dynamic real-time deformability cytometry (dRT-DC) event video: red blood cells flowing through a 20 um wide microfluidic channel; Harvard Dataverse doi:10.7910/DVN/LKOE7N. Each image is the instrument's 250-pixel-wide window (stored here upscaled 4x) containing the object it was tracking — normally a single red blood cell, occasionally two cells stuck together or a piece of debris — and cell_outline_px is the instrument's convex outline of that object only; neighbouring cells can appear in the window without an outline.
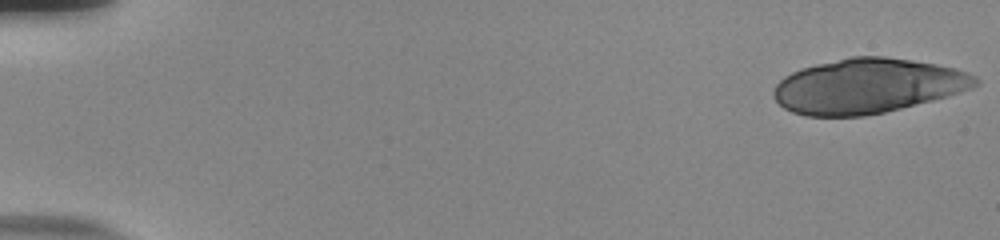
{"species": "human", "species_latin": "Homo sapiens", "temperature_condition": "room temperature", "stored_images_in_passage": 20, "camera_frame_rate_fps": 3000, "um_per_image_px": 0.085, "donor": {"sex": "male"}, "frame": {"image": 1, "passage_image": 1, "time_ms": 0.0, "image_size_px": [1000, 240], "cell_outline_px": [[980, 84], [972, 88], [948, 96], [884, 112], [864, 116], [808, 116], [792, 112], [784, 108], [772, 96], [772, 92], [776, 84], [784, 76], [800, 68], [816, 64], [852, 56], [884, 56], [912, 60], [936, 64], [956, 68], [968, 72], [976, 76], [980, 80]], "centroid_in_image_um": [73.75, 7.3], "position_along_channel_um": 11.3, "area_um2": 64.5}}